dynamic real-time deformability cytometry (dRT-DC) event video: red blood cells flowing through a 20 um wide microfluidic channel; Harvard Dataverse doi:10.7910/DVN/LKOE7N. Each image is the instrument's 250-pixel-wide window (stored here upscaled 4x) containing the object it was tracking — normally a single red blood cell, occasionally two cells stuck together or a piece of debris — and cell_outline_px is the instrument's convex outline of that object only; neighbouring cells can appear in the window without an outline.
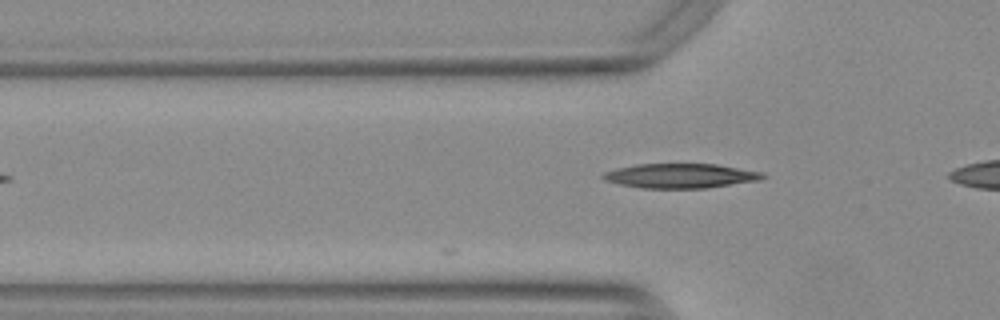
{"species": "Egyptian fruit bat (a non-hibernating species)", "species_latin": "Rousettus aegyptiacus", "temperature_condition": "warm", "stored_images_in_passage": 3, "camera_frame_rate_fps": 3000, "um_per_image_px": 0.085, "animal": {"sex": "female"}, "frame": {"image": 1, "passage_image": 3, "time_ms": 0.667, "image_size_px": [1000, 320], "cell_outline_px": [[768, 176], [760, 180], [704, 188], [640, 188], [620, 184], [604, 180], [600, 176], [604, 172], [616, 168], [636, 164], [716, 164], [764, 172]], "centroid_in_image_um": [57.84, 14.94], "position_along_channel_um": 68.0, "area_um2": 22.89}}